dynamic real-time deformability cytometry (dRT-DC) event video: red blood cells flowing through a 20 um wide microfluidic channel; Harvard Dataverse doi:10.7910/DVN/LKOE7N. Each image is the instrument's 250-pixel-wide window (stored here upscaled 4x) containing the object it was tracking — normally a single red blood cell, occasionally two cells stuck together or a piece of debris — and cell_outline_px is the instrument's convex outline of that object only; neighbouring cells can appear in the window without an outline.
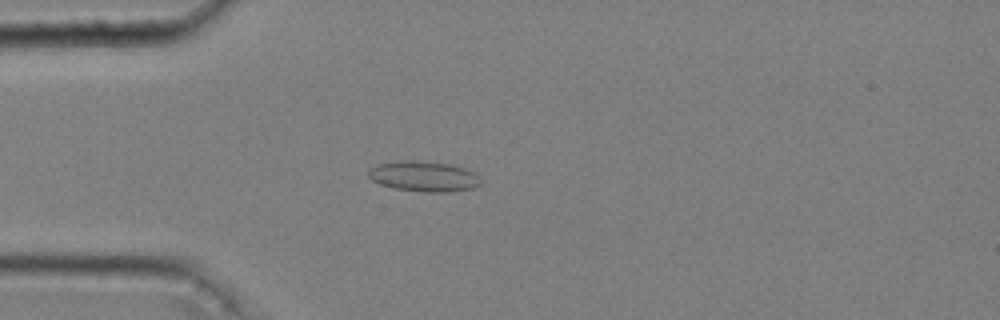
{"species": "common noctule bat (a hibernating species)", "species_latin": "Nyctalus noctula", "temperature_condition": "cold", "stored_images_in_passage": 53, "camera_frame_rate_fps": 3000, "um_per_image_px": 0.085, "animal": {"sex": "male", "body_mass_g": 20.4}, "frame": {"image": 1, "passage_image": 15, "time_ms": 4.667, "image_size_px": [1000, 320], "cell_outline_px": [[480, 184], [476, 188], [448, 192], [424, 192], [392, 188], [380, 184], [372, 180], [368, 176], [368, 168], [376, 164], [400, 160], [416, 160], [452, 164], [476, 172], [480, 176]], "centroid_in_image_um": [36.03, 14.98], "position_along_channel_um": 49.0, "area_um2": 20.35}}
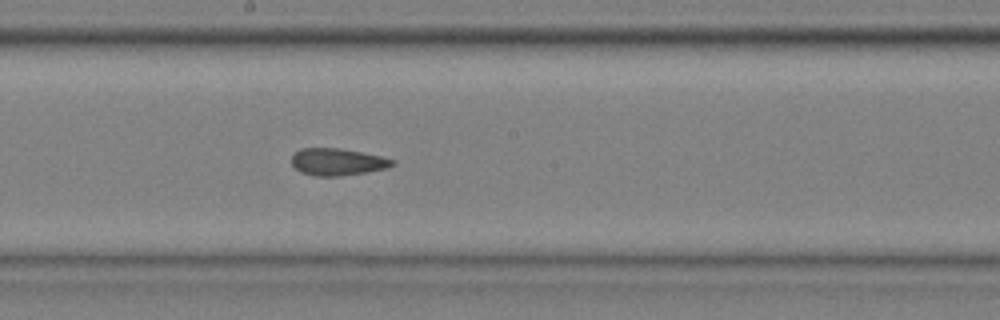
{"frame": {"image": 2, "passage_image": 30, "time_ms": 9.667, "image_size_px": [1000, 320], "cell_outline_px": [[396, 164], [388, 168], [368, 172], [340, 176], [316, 176], [304, 172], [296, 168], [292, 164], [292, 152], [300, 148], [340, 148], [380, 156], [396, 160]], "centroid_in_image_um": [28.71, 13.75], "position_along_channel_um": 219.5, "area_um2": 15.95}}
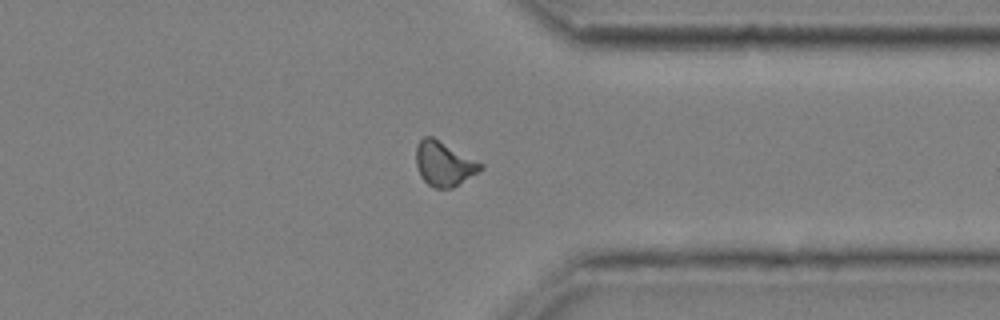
{"frame": {"image": 3, "passage_image": 43, "time_ms": 14.0, "image_size_px": [1000, 320], "cell_outline_px": [[484, 168], [452, 188], [436, 188], [428, 184], [420, 176], [416, 164], [416, 144], [424, 136], [432, 136], [484, 164]], "centroid_in_image_um": [37.72, 13.91], "position_along_channel_um": 373.7, "area_um2": 16.65}, "authors_computed_cell_mechanics": {"area_um2": 16.7042, "velocity_mm_per_s": 3.6303, "shape_relaxation_time_tau1_ms": null, "shape_relaxation_time_tau2_ms": 2.2192, "deformation_change_tau1": null, "deformation_change_tau2": 0.083}}